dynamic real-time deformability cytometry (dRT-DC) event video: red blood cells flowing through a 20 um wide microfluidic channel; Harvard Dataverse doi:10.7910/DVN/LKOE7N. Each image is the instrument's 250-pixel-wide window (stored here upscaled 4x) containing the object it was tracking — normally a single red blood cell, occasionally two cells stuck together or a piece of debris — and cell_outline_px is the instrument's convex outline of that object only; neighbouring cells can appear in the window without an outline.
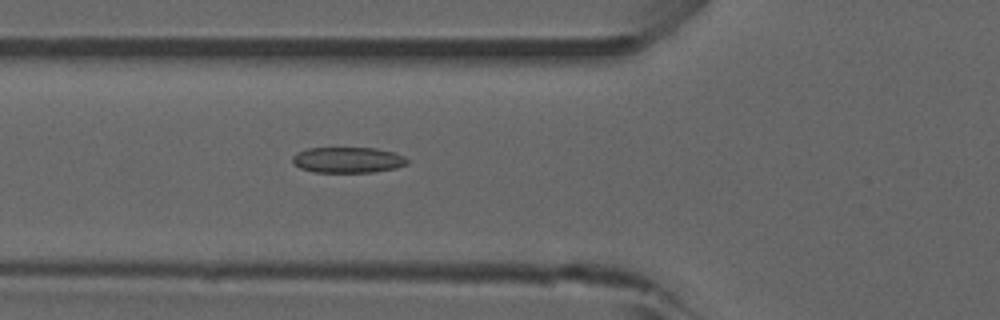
{"species": "common noctule bat (a hibernating species)", "species_latin": "Nyctalus noctula", "temperature_condition": "room temperature", "stored_images_in_passage": 43, "camera_frame_rate_fps": 3000, "um_per_image_px": 0.085, "animal": {"sex": "male", "forearm_length_mm": 52.5}, "frame": {"image": 1, "passage_image": 13, "time_ms": 4.0, "image_size_px": [1000, 320], "cell_outline_px": [[408, 164], [396, 168], [372, 172], [316, 172], [300, 168], [292, 164], [292, 156], [296, 152], [308, 148], [376, 148], [392, 152], [404, 156], [408, 160]], "centroid_in_image_um": [29.54, 13.59], "position_along_channel_um": 96.3, "area_um2": 17.28}}